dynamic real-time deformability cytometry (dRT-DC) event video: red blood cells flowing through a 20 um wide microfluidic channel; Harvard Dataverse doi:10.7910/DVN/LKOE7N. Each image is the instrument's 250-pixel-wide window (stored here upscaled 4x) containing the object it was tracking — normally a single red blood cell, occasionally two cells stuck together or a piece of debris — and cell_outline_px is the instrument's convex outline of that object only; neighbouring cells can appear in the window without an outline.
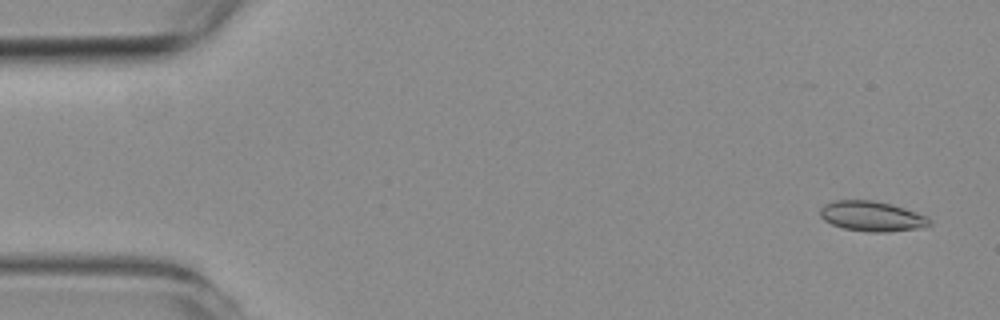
{"species": "common noctule bat (a hibernating species)", "species_latin": "Nyctalus noctula", "temperature_condition": "room temperature", "stored_images_in_passage": 17, "camera_frame_rate_fps": 3000, "um_per_image_px": 0.085, "animal": {"sex": "female", "body_mass_g": 19.3, "forearm_length_mm": 54.1}, "frame": {"image": 1, "passage_image": 3, "time_ms": 0.667, "image_size_px": [1000, 320], "cell_outline_px": [[932, 224], [924, 228], [888, 232], [872, 232], [844, 228], [832, 224], [824, 220], [820, 216], [820, 208], [824, 204], [836, 200], [872, 200], [892, 204], [928, 216], [932, 220]], "centroid_in_image_um": [74.16, 18.38], "position_along_channel_um": 10.8, "area_um2": 19.36}}
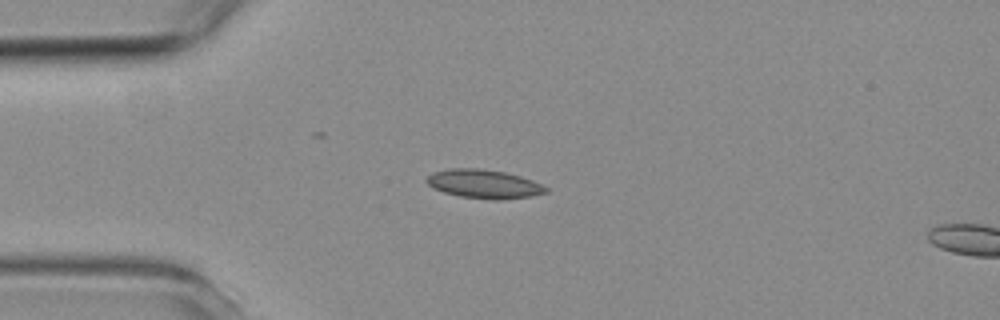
{"frame": {"image": 2, "passage_image": 14, "time_ms": 4.333, "image_size_px": [1000, 320], "cell_outline_px": [[548, 192], [528, 196], [500, 200], [496, 200], [460, 196], [444, 192], [432, 188], [424, 180], [432, 172], [448, 168], [480, 168], [504, 172], [520, 176], [532, 180], [548, 188]], "centroid_in_image_um": [41.09, 15.62], "position_along_channel_um": 43.9, "area_um2": 19.94}}